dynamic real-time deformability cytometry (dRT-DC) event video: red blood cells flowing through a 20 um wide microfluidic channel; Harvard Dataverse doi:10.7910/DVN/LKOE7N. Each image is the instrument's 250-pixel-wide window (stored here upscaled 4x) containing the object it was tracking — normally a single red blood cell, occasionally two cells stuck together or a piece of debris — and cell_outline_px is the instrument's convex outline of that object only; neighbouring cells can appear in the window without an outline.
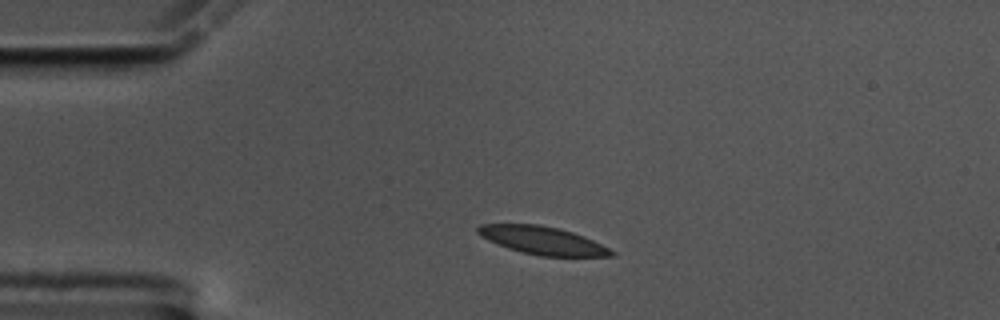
{"species": "common noctule bat (a hibernating species)", "species_latin": "Nyctalus noctula", "temperature_condition": "cold", "stored_images_in_passage": 45, "camera_frame_rate_fps": 3000, "um_per_image_px": 0.085, "animal": {"sex": "male", "body_mass_g": 17.5, "forearm_length_mm": 52.3}, "frame": {"image": 1, "passage_image": 1, "time_ms": 0.0, "image_size_px": [1000, 320], "cell_outline_px": [[616, 256], [540, 256], [508, 248], [488, 240], [480, 236], [476, 232], [476, 228], [480, 224], [540, 224], [560, 228], [584, 236], [616, 252]], "centroid_in_image_um": [46.1, 20.43], "position_along_channel_um": 38.9, "area_um2": 21.68}}
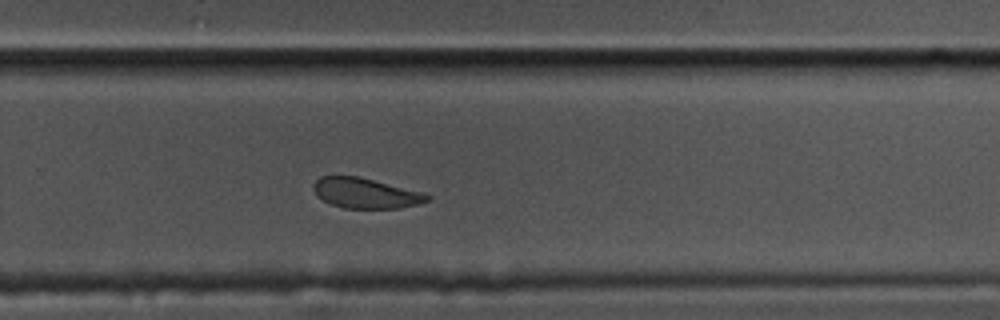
{"frame": {"image": 2, "passage_image": 26, "time_ms": 8.333, "image_size_px": [1000, 320], "cell_outline_px": [[432, 200], [420, 204], [400, 208], [344, 208], [332, 204], [316, 196], [312, 188], [312, 184], [320, 176], [356, 176], [420, 192], [432, 196]], "centroid_in_image_um": [31.06, 16.43], "position_along_channel_um": 298.7, "area_um2": 19.88}}
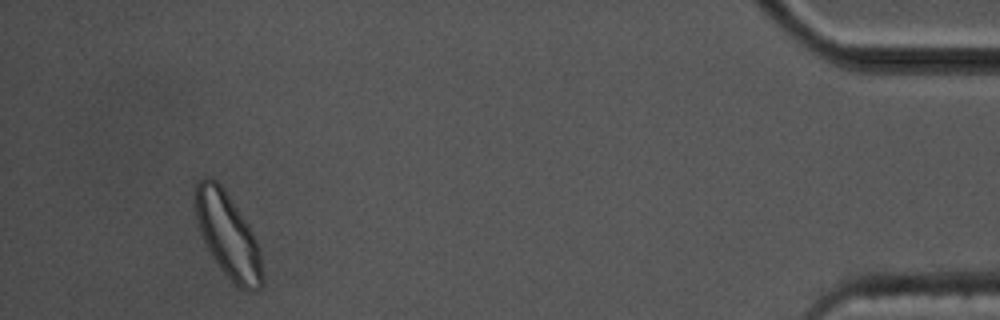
{"frame": {"image": 3, "passage_image": 42, "time_ms": 13.667, "image_size_px": [1000, 320], "cell_outline_px": [[264, 284], [256, 292], [248, 292], [240, 288], [220, 268], [212, 256], [200, 232], [196, 216], [196, 184], [204, 176], [212, 176], [224, 188], [248, 224], [256, 240], [260, 252], [264, 276]], "centroid_in_image_um": [19.41, 20.02], "position_along_channel_um": 415.8, "area_um2": 33.0}, "authors_computed_cell_mechanics": {"area_um2": 22.1374, "velocity_mm_per_s": 3.4812, "shape_relaxation_time_tau1_ms": 3.1683, "shape_relaxation_time_tau2_ms": 4.0588, "deformation_change_tau1": 0.0847, "deformation_change_tau2": 0.0694}}